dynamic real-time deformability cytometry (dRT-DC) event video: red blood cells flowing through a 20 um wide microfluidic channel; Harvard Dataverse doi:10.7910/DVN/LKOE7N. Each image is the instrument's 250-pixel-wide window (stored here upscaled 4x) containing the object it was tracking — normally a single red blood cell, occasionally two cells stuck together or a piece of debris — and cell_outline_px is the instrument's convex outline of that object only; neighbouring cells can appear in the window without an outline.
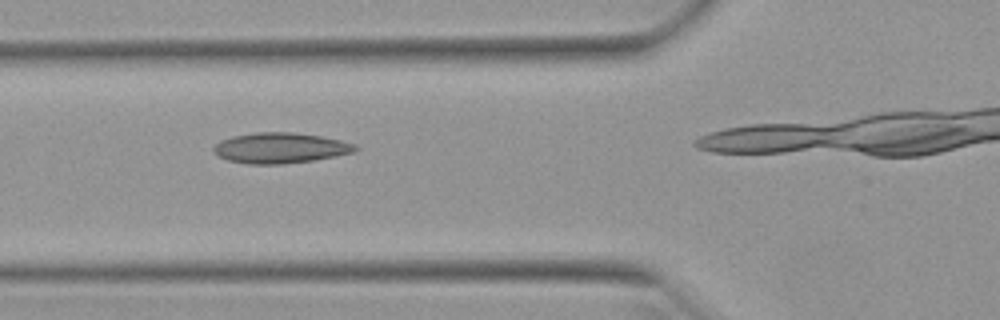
{"species": "Egyptian fruit bat (a non-hibernating species)", "species_latin": "Rousettus aegyptiacus", "temperature_condition": "warm", "stored_images_in_passage": 12, "camera_frame_rate_fps": 3000, "um_per_image_px": 0.085, "animal": {"sex": "female"}, "frame": {"image": 1, "passage_image": 6, "time_ms": 1.667, "image_size_px": [1000, 320], "cell_outline_px": [[360, 148], [352, 152], [336, 156], [312, 160], [284, 164], [248, 164], [228, 160], [212, 152], [212, 148], [220, 140], [232, 136], [256, 132], [292, 132], [320, 136], [340, 140], [356, 144]], "centroid_in_image_um": [23.81, 12.57], "position_along_channel_um": 102.0, "area_um2": 25.2}}
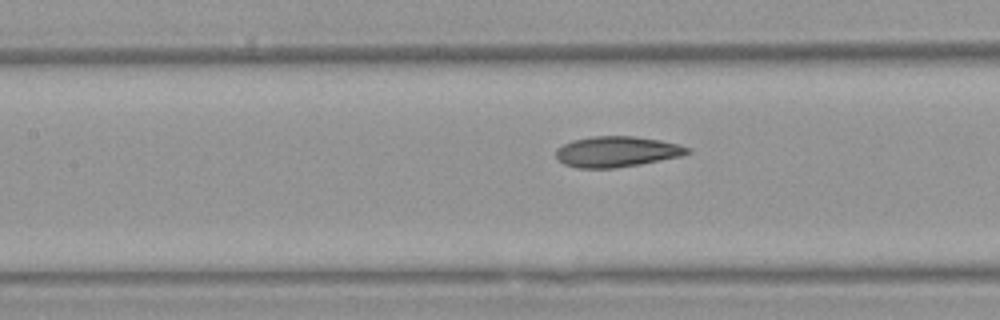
{"frame": {"image": 2, "passage_image": 10, "time_ms": 3.0, "image_size_px": [1000, 320], "cell_outline_px": [[692, 152], [680, 156], [640, 164], [616, 168], [576, 168], [564, 164], [556, 156], [556, 148], [572, 140], [592, 136], [636, 136], [660, 140], [680, 144], [692, 148]], "centroid_in_image_um": [52.45, 12.88], "position_along_channel_um": 155.0, "area_um2": 23.64}}